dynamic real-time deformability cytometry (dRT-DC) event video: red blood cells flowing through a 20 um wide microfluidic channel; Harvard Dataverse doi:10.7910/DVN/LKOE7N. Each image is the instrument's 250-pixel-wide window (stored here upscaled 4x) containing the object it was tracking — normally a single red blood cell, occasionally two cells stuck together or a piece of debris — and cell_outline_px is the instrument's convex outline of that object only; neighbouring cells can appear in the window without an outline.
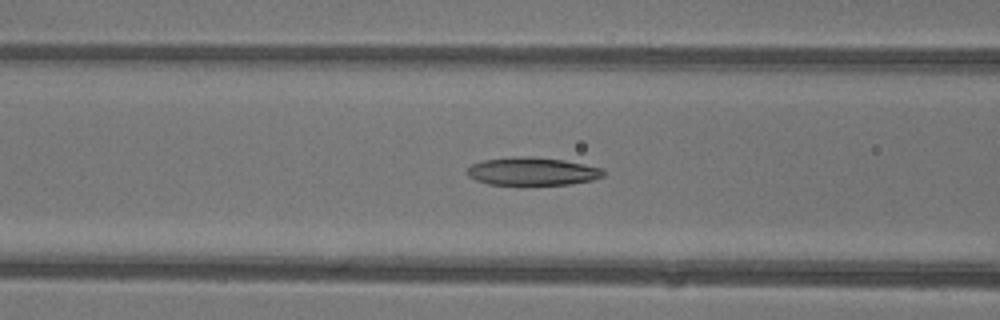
{"species": "common noctule bat (a hibernating species)", "species_latin": "Nyctalus noctula", "temperature_condition": "warm", "stored_images_in_passage": 27, "camera_frame_rate_fps": 3000, "um_per_image_px": 0.085, "animal": {"sex": "female"}, "frame": {"image": 1, "passage_image": 11, "time_ms": 3.333, "image_size_px": [1000, 320], "cell_outline_px": [[604, 176], [592, 180], [568, 184], [520, 188], [488, 184], [476, 180], [468, 176], [468, 168], [472, 164], [484, 160], [516, 156], [532, 156], [564, 160], [584, 164], [600, 168], [604, 172]], "centroid_in_image_um": [45.21, 14.61], "position_along_channel_um": 121.4, "area_um2": 23.12}}
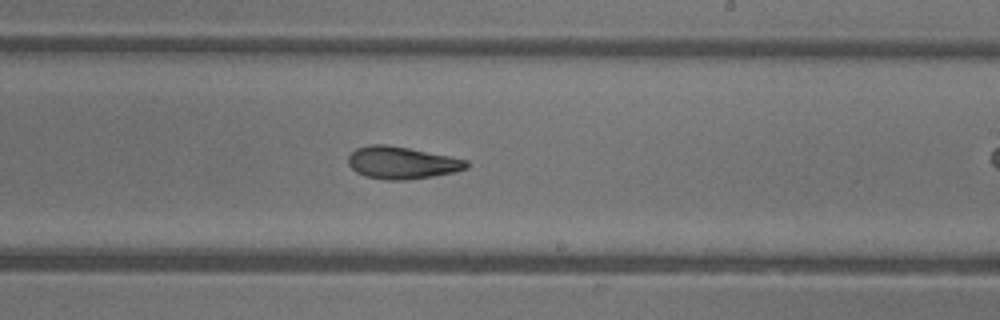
{"frame": {"image": 2, "passage_image": 20, "time_ms": 6.333, "image_size_px": [1000, 320], "cell_outline_px": [[468, 168], [456, 172], [408, 180], [388, 180], [364, 176], [356, 172], [348, 164], [348, 156], [356, 148], [368, 144], [388, 144], [468, 160]], "centroid_in_image_um": [34.14, 13.83], "position_along_channel_um": 254.9, "area_um2": 22.31}}
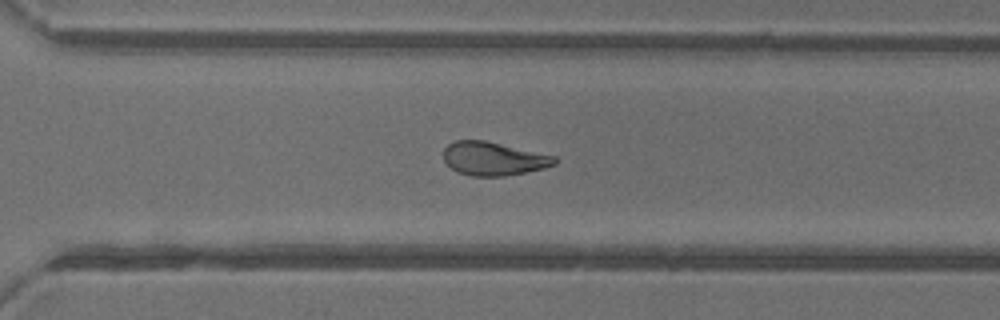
{"frame": {"image": 3, "passage_image": 25, "time_ms": 8.0, "image_size_px": [1000, 320], "cell_outline_px": [[560, 160], [556, 164], [544, 168], [504, 176], [472, 176], [456, 172], [444, 160], [444, 148], [448, 144], [456, 140], [484, 140], [556, 156]], "centroid_in_image_um": [41.96, 13.48], "position_along_channel_um": 328.6, "area_um2": 21.68}}